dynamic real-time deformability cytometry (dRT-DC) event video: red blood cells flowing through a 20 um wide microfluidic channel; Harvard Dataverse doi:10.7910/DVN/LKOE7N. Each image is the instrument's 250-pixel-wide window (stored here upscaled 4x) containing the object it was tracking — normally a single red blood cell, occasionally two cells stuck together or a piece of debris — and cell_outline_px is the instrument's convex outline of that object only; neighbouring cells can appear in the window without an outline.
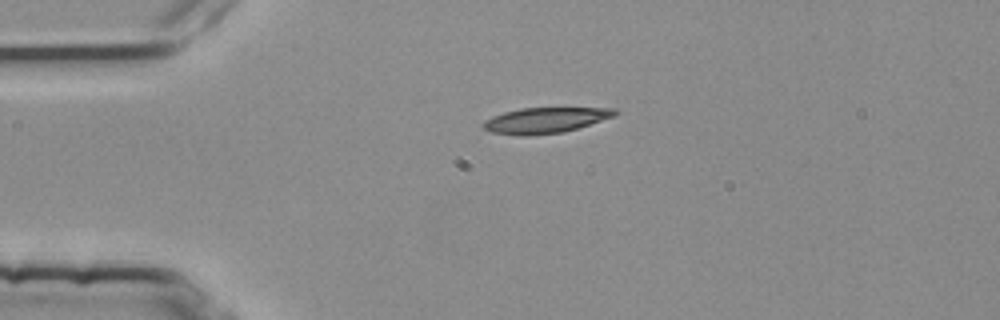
{"species": "common noctule bat (a hibernating species)", "species_latin": "Nyctalus noctula", "temperature_condition": "room temperature", "stored_images_in_passage": 3, "camera_frame_rate_fps": 3000, "um_per_image_px": 0.085, "animal": {"sex": "female", "body_mass_g": 25.1}, "frame": {"image": 1, "passage_image": 1, "time_ms": 0.0, "image_size_px": [1000, 320], "cell_outline_px": [[620, 112], [616, 116], [564, 132], [524, 136], [520, 136], [492, 132], [484, 128], [480, 124], [484, 120], [492, 116], [504, 112], [520, 108], [616, 108]], "centroid_in_image_um": [46.35, 10.22], "position_along_channel_um": 38.6, "area_um2": 19.77}}